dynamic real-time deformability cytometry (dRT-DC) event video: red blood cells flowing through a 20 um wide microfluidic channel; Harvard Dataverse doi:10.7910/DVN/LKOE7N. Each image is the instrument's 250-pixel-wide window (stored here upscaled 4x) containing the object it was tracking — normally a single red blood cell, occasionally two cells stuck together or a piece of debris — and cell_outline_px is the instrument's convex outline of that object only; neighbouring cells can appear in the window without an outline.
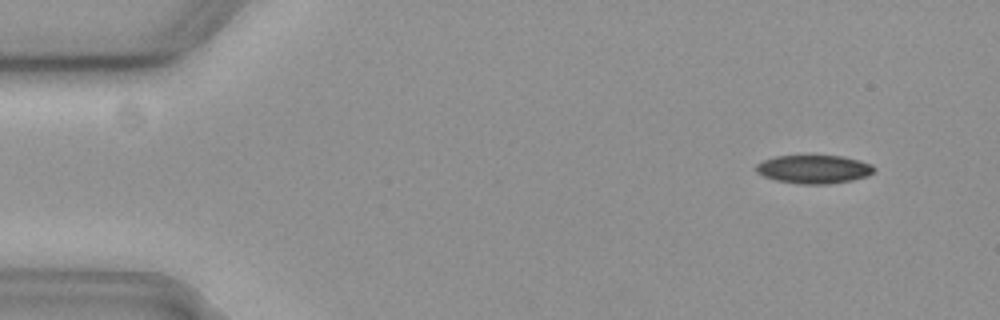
{"species": "common noctule bat (a hibernating species)", "species_latin": "Nyctalus noctula", "temperature_condition": "cold", "stored_images_in_passage": 9, "camera_frame_rate_fps": 3000, "um_per_image_px": 0.085, "animal": {"sex": "female", "body_mass_g": 19.3, "forearm_length_mm": 54.1}, "frame": {"image": 1, "passage_image": 1, "time_ms": 0.0, "image_size_px": [1000, 320], "cell_outline_px": [[876, 168], [868, 176], [852, 180], [828, 184], [800, 184], [776, 180], [764, 176], [756, 172], [756, 164], [764, 160], [776, 156], [808, 152], [812, 152], [840, 156], [860, 160], [872, 164]], "centroid_in_image_um": [69.17, 14.33], "position_along_channel_um": 15.8, "area_um2": 20.46}}